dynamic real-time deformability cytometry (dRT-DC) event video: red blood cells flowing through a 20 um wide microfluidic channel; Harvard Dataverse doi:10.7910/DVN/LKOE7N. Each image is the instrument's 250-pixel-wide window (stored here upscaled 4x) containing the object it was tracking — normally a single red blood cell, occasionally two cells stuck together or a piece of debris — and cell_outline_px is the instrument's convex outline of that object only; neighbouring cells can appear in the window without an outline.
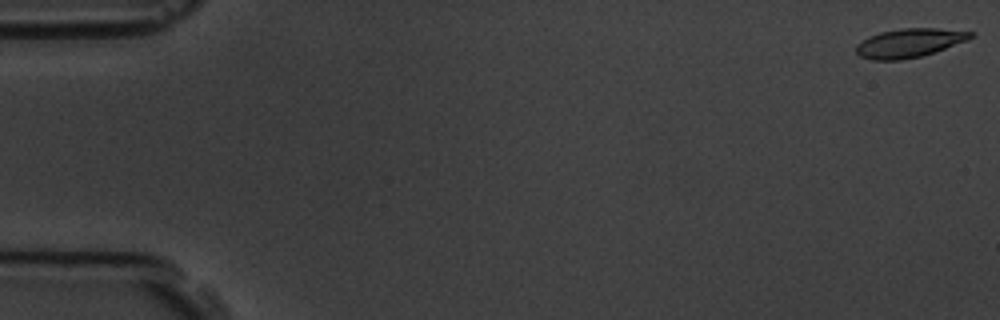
{"species": "common noctule bat (a hibernating species)", "species_latin": "Nyctalus noctula", "temperature_condition": "room temperature", "stored_images_in_passage": 10, "camera_frame_rate_fps": 3000, "um_per_image_px": 0.085, "animal": {"sex": "male", "body_mass_g": 19.5, "forearm_length_mm": 54.6}, "frame": {"image": 1, "passage_image": 1, "time_ms": 0.0, "image_size_px": [1000, 320], "cell_outline_px": [[976, 32], [968, 40], [920, 56], [900, 60], [872, 60], [860, 56], [856, 52], [856, 44], [880, 32], [900, 28], [936, 28]], "centroid_in_image_um": [77.29, 3.64], "position_along_channel_um": 7.7, "area_um2": 18.96}}
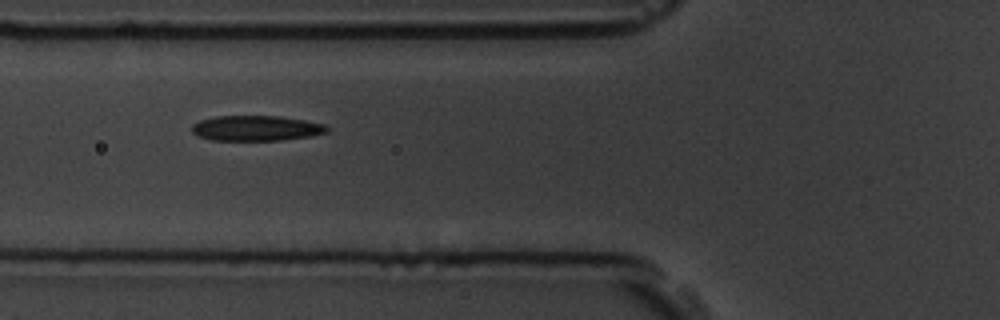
{"frame": {"image": 2, "passage_image": 7, "time_ms": 6.667, "image_size_px": [1000, 320], "cell_outline_px": [[328, 132], [312, 136], [284, 140], [212, 140], [196, 136], [192, 132], [192, 124], [200, 120], [216, 116], [280, 116], [304, 120], [324, 124], [328, 128]], "centroid_in_image_um": [21.76, 10.9], "position_along_channel_um": 104.0, "area_um2": 20.0}}
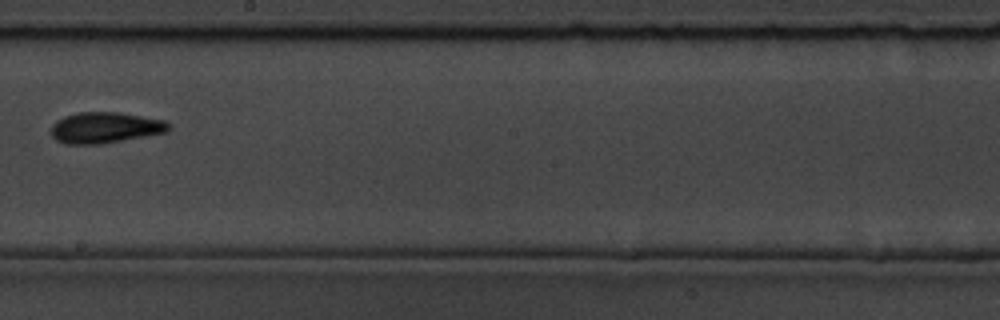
{"frame": {"image": 3, "passage_image": 10, "time_ms": 10.333, "image_size_px": [1000, 320], "cell_outline_px": [[172, 124], [168, 132], [100, 144], [64, 144], [56, 140], [52, 136], [52, 124], [56, 120], [64, 116], [76, 112], [120, 112], [164, 120]], "centroid_in_image_um": [8.94, 10.84], "position_along_channel_um": 239.3, "area_um2": 21.39}}